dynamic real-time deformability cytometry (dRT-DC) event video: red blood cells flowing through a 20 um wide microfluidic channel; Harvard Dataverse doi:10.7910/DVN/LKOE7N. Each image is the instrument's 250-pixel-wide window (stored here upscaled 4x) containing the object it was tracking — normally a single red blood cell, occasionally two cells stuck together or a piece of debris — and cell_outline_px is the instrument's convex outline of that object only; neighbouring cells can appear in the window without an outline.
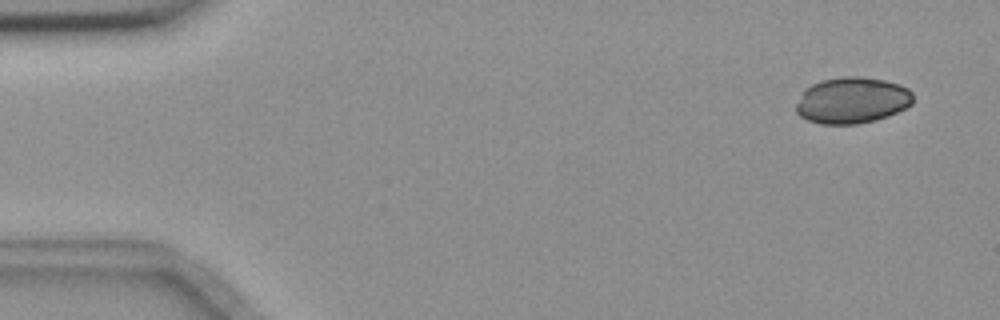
{"species": "common noctule bat (a hibernating species)", "species_latin": "Nyctalus noctula", "temperature_condition": "room temperature", "stored_images_in_passage": 5, "camera_frame_rate_fps": 3000, "um_per_image_px": 0.085, "animal": {"sex": "female", "body_mass_g": 18.4}, "frame": {"image": 1, "passage_image": 1, "time_ms": 0.0, "image_size_px": [1000, 320], "cell_outline_px": [[912, 104], [888, 116], [876, 120], [856, 124], [820, 124], [808, 120], [800, 116], [796, 112], [796, 104], [804, 88], [820, 80], [844, 76], [856, 76], [884, 80], [908, 88], [912, 92]], "centroid_in_image_um": [72.39, 8.53], "position_along_channel_um": 12.6, "area_um2": 31.56}}